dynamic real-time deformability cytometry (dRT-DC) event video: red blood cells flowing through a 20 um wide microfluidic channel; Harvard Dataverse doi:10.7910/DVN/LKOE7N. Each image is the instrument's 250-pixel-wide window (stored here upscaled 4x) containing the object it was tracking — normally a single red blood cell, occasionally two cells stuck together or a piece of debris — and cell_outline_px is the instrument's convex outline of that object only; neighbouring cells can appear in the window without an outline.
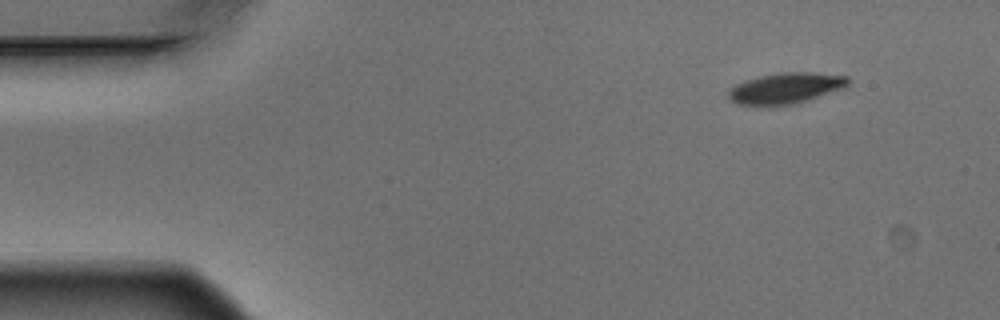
{"species": "Egyptian fruit bat (a non-hibernating species)", "species_latin": "Rousettus aegyptiacus", "temperature_condition": "warm", "stored_images_in_passage": 5, "camera_frame_rate_fps": 3000, "um_per_image_px": 0.085, "animal": {"sex": "male"}, "frame": {"image": 1, "passage_image": 1, "time_ms": 0.0, "image_size_px": [1000, 320], "cell_outline_px": [[848, 84], [844, 88], [792, 104], [740, 104], [732, 100], [728, 96], [728, 92], [736, 84], [760, 76], [784, 72], [812, 72], [848, 76]], "centroid_in_image_um": [66.82, 7.47], "position_along_channel_um": 18.2, "area_um2": 20.75}}
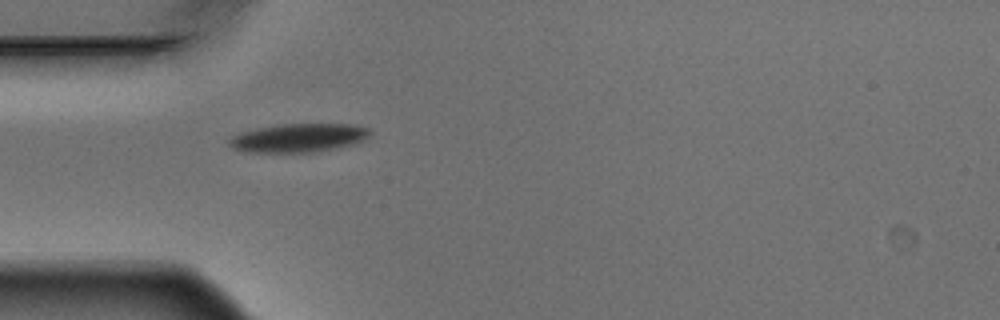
{"frame": {"image": 2, "passage_image": 4, "time_ms": 1.0, "image_size_px": [1000, 320], "cell_outline_px": [[372, 132], [364, 140], [356, 144], [316, 152], [244, 152], [232, 148], [228, 144], [228, 140], [232, 136], [240, 132], [260, 128], [284, 124], [352, 124], [368, 128]], "centroid_in_image_um": [25.39, 11.73], "position_along_channel_um": 59.6, "area_um2": 23.52}}
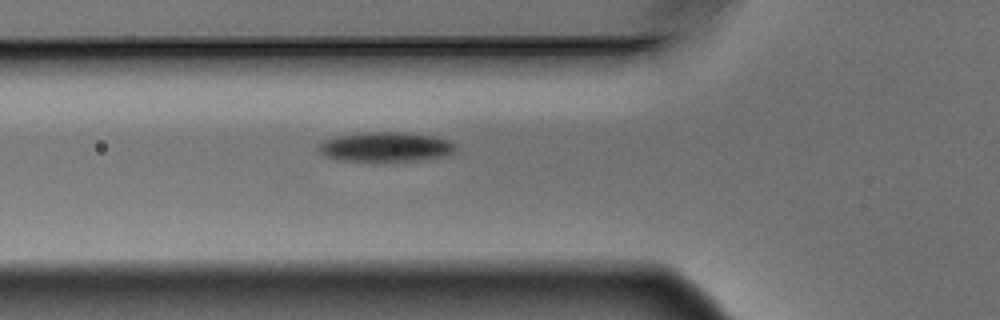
{"frame": {"image": 3, "passage_image": 5, "time_ms": 1.333, "image_size_px": [1000, 320], "cell_outline_px": [[456, 152], [448, 156], [420, 160], [380, 164], [336, 160], [324, 156], [316, 148], [324, 140], [336, 136], [368, 132], [404, 132], [432, 136], [452, 140], [456, 144]], "centroid_in_image_um": [32.8, 12.54], "position_along_channel_um": 93.0, "area_um2": 24.91}}